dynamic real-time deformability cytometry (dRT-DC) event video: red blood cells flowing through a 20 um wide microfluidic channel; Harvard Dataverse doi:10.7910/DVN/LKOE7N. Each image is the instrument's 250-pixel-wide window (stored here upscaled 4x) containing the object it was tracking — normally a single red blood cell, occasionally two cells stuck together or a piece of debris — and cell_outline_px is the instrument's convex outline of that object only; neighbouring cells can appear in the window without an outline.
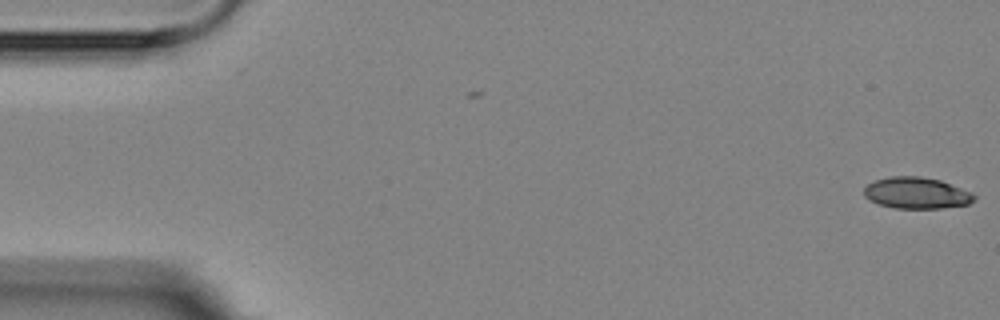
{"species": "Egyptian fruit bat (a non-hibernating species)", "species_latin": "Rousettus aegyptiacus", "temperature_condition": "room temperature", "stored_images_in_passage": 17, "camera_frame_rate_fps": 3000, "um_per_image_px": 0.085, "animal": {"sex": "female"}, "frame": {"image": 1, "passage_image": 1, "time_ms": 0.0, "image_size_px": [1000, 320], "cell_outline_px": [[976, 200], [968, 204], [940, 208], [896, 208], [880, 204], [864, 196], [864, 188], [868, 184], [876, 180], [888, 176], [920, 176], [940, 180], [972, 192], [976, 196]], "centroid_in_image_um": [77.93, 16.39], "position_along_channel_um": 7.1, "area_um2": 20.06}}
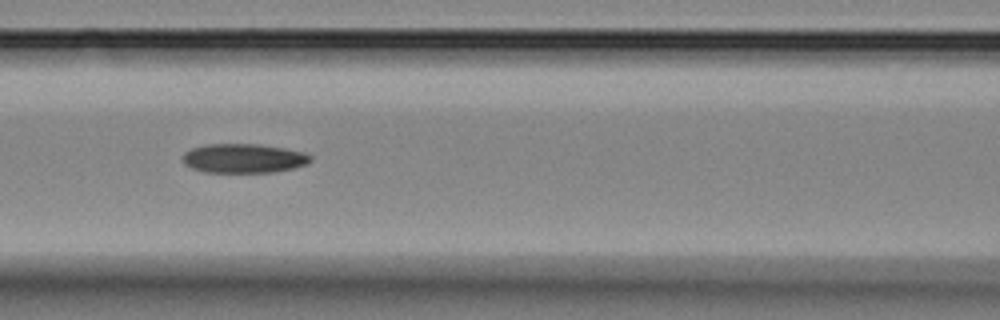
{"frame": {"image": 2, "passage_image": 8, "time_ms": 7.667, "image_size_px": [1000, 320], "cell_outline_px": [[312, 160], [308, 164], [292, 168], [272, 172], [204, 172], [192, 168], [184, 164], [184, 152], [192, 148], [204, 144], [260, 144], [308, 152], [312, 156]], "centroid_in_image_um": [20.75, 13.45], "position_along_channel_um": 145.8, "area_um2": 21.91}}
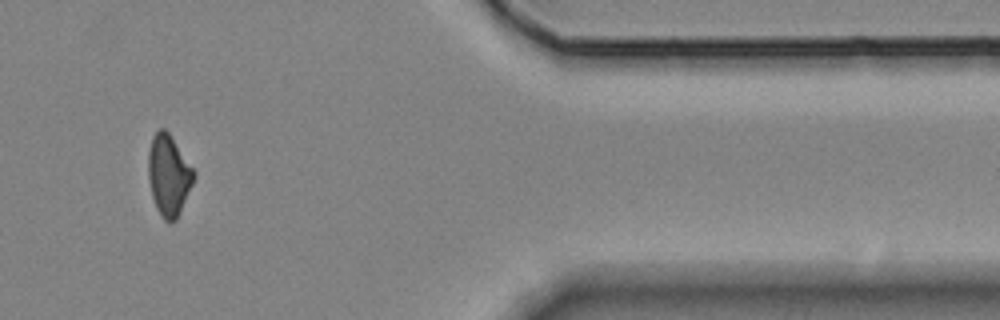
{"frame": {"image": 3, "passage_image": 15, "time_ms": 15.667, "image_size_px": [1000, 320], "cell_outline_px": [[196, 176], [180, 212], [176, 220], [168, 224], [160, 216], [156, 208], [152, 196], [148, 176], [148, 152], [152, 136], [160, 128], [164, 128], [168, 132], [196, 172]], "centroid_in_image_um": [14.33, 14.92], "position_along_channel_um": 397.1, "area_um2": 21.56}, "authors_computed_cell_mechanics": {"area_um2": 21.9062, "velocity_mm_per_s": 3.5483, "shape_relaxation_time_tau1_ms": 6.4653, "shape_relaxation_time_tau2_ms": null, "deformation_change_tau1": 0.1364, "deformation_change_tau2": null}}